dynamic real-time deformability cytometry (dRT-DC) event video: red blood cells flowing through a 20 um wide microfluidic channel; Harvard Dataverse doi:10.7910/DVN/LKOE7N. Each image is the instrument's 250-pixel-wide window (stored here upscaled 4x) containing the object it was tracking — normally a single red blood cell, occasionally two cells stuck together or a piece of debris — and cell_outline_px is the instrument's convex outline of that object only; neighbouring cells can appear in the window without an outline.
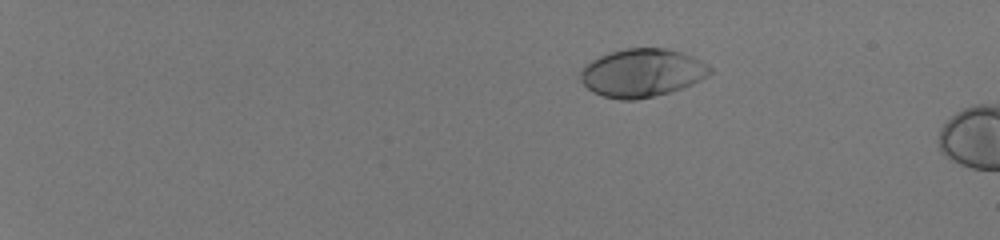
{"species": "human", "species_latin": "Homo sapiens", "temperature_condition": "room temperature", "stored_images_in_passage": 18, "camera_frame_rate_fps": 3000, "um_per_image_px": 0.085, "donor": {"sex": "male"}, "frame": {"image": 1, "passage_image": 13, "time_ms": 4.0, "image_size_px": [1000, 240], "cell_outline_px": [[712, 72], [708, 76], [692, 84], [668, 92], [636, 100], [620, 100], [604, 96], [592, 92], [576, 80], [576, 76], [584, 64], [608, 52], [624, 48], [664, 48], [680, 52], [692, 56], [708, 64], [712, 68]], "centroid_in_image_um": [54.5, 6.19], "position_along_channel_um": 30.5, "area_um2": 36.76}}